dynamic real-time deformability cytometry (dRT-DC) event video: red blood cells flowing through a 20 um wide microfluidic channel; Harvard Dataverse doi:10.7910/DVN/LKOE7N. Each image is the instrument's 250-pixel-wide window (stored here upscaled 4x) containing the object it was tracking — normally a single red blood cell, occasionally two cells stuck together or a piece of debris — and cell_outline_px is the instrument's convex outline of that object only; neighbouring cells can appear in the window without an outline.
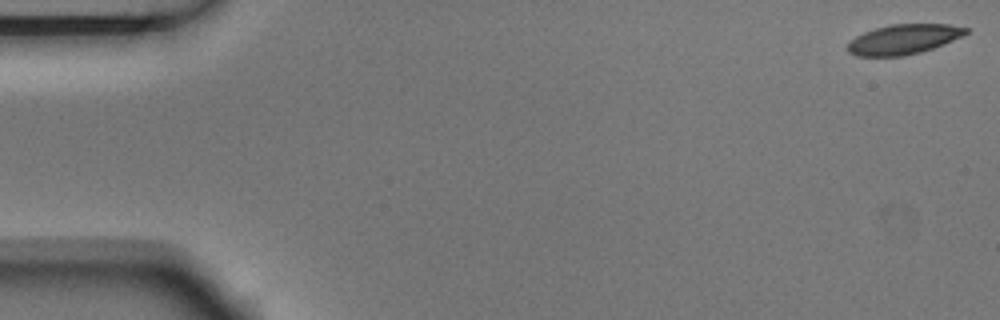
{"species": "Egyptian fruit bat (a non-hibernating species)", "species_latin": "Rousettus aegyptiacus", "temperature_condition": "room temperature", "stored_images_in_passage": 4, "camera_frame_rate_fps": 3000, "um_per_image_px": 0.085, "animal": {"sex": "male"}, "frame": {"image": 1, "passage_image": 1, "time_ms": 0.0, "image_size_px": [1000, 320], "cell_outline_px": [[968, 32], [952, 40], [932, 48], [920, 52], [904, 56], [856, 56], [848, 52], [848, 44], [856, 36], [864, 32], [876, 28], [892, 24], [948, 24], [968, 28]], "centroid_in_image_um": [76.78, 3.34], "position_along_channel_um": 8.2, "area_um2": 20.29}}